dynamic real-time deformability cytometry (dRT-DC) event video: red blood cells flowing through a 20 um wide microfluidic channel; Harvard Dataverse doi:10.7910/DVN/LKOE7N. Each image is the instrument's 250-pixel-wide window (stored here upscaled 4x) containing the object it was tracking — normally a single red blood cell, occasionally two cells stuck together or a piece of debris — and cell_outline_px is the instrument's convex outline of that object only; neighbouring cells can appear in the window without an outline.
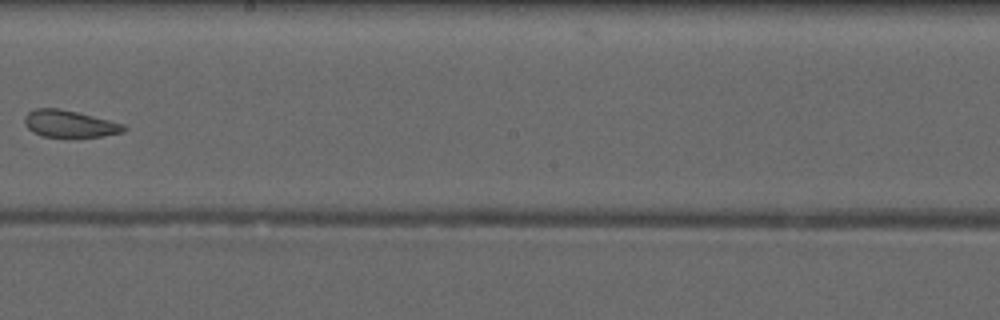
{"species": "common noctule bat (a hibernating species)", "species_latin": "Nyctalus noctula", "temperature_condition": "warm", "stored_images_in_passage": 8, "camera_frame_rate_fps": 3000, "um_per_image_px": 0.085, "animal": {"sex": "male", "forearm_length_mm": 52.5}, "frame": {"image": 1, "passage_image": 8, "time_ms": 8.333, "image_size_px": [1000, 320], "cell_outline_px": [[128, 128], [124, 132], [100, 136], [44, 136], [32, 132], [24, 124], [24, 116], [28, 112], [36, 108], [60, 108], [124, 124]], "centroid_in_image_um": [5.89, 10.51], "position_along_channel_um": 242.3, "area_um2": 15.37}}